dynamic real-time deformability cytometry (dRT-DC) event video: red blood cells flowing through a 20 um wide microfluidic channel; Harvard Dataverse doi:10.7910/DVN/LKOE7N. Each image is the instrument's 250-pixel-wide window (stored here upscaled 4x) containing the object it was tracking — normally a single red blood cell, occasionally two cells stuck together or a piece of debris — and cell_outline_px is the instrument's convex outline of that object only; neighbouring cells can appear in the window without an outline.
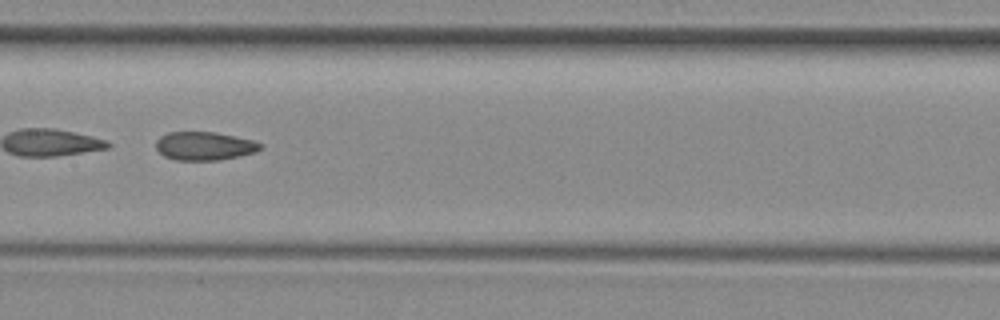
{"species": "common noctule bat (a hibernating species)", "species_latin": "Nyctalus noctula", "temperature_condition": "room temperature", "stored_images_in_passage": 31, "camera_frame_rate_fps": 3000, "um_per_image_px": 0.085, "animal": {"sex": "female", "body_mass_g": 29.2, "forearm_length_mm": 56.3}, "frame": {"image": 1, "passage_image": 10, "time_ms": 3.0, "image_size_px": [1000, 320], "cell_outline_px": [[264, 144], [256, 152], [240, 156], [220, 160], [176, 160], [164, 156], [156, 148], [156, 140], [160, 136], [168, 132], [212, 132], [252, 140]], "centroid_in_image_um": [17.36, 12.41], "position_along_channel_um": 190.0, "area_um2": 17.22}, "authors_computed_cell_mechanics": {"area_um2": 17.9758, "velocity_mm_per_s": 3.9954, "shape_relaxation_time_tau1_ms": null, "shape_relaxation_time_tau2_ms": 2.6623, "deformation_change_tau1": null, "deformation_change_tau2": 0.0875}}